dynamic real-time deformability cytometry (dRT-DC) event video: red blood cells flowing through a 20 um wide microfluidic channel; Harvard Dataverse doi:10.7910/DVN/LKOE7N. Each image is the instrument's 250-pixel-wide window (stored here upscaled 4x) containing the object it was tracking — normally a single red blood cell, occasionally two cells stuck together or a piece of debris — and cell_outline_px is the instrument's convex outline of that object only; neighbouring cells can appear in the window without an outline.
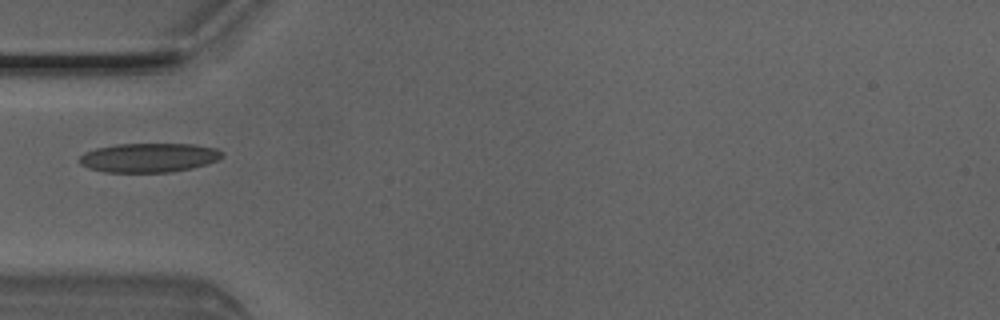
{"species": "Egyptian fruit bat (a non-hibernating species)", "species_latin": "Rousettus aegyptiacus", "temperature_condition": "room temperature", "stored_images_in_passage": 4, "camera_frame_rate_fps": 3000, "um_per_image_px": 0.085, "animal": {"sex": "male"}, "frame": {"image": 1, "passage_image": 4, "time_ms": 1.0, "image_size_px": [1000, 320], "cell_outline_px": [[224, 156], [208, 164], [192, 168], [172, 172], [104, 172], [88, 168], [80, 164], [80, 156], [84, 152], [96, 148], [116, 144], [192, 144], [216, 148], [224, 152]], "centroid_in_image_um": [12.67, 13.4], "position_along_channel_um": 72.3, "area_um2": 24.39}}